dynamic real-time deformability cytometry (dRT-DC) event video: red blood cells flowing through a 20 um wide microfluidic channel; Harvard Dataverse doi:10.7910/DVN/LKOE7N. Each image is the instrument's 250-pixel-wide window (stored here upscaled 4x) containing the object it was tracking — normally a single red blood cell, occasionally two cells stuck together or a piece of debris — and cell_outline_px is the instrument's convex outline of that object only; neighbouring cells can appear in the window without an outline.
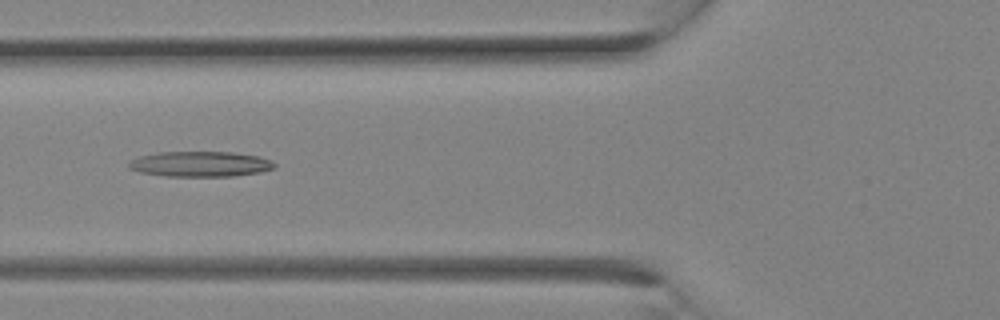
{"species": "Egyptian fruit bat (a non-hibernating species)", "species_latin": "Rousettus aegyptiacus", "temperature_condition": "room temperature", "stored_images_in_passage": 9, "camera_frame_rate_fps": 3000, "um_per_image_px": 0.085, "animal": {"sex": "female"}, "frame": {"image": 1, "passage_image": 6, "time_ms": 1.667, "image_size_px": [1000, 320], "cell_outline_px": [[276, 168], [260, 172], [236, 176], [164, 176], [140, 172], [128, 168], [128, 160], [140, 156], [156, 152], [232, 152], [260, 156], [272, 160], [276, 164]], "centroid_in_image_um": [17.03, 13.94], "position_along_channel_um": 108.8, "area_um2": 21.79}}
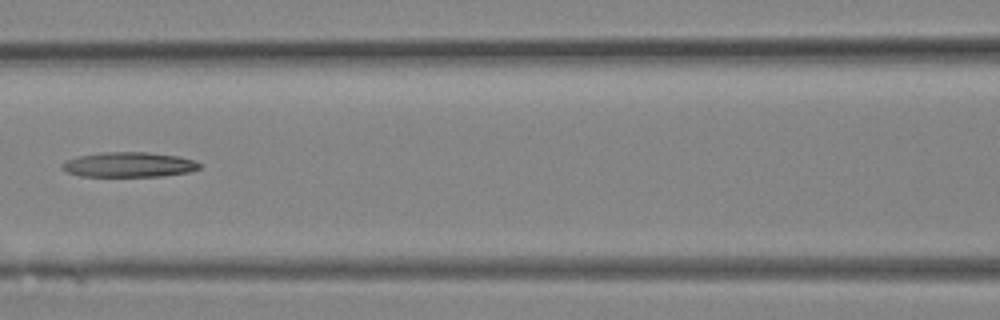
{"frame": {"image": 2, "passage_image": 8, "time_ms": 2.333, "image_size_px": [1000, 320], "cell_outline_px": [[200, 168], [188, 172], [164, 176], [80, 176], [68, 172], [60, 168], [60, 164], [64, 160], [76, 156], [104, 152], [148, 152], [176, 156], [196, 160], [200, 164]], "centroid_in_image_um": [10.91, 13.99], "position_along_channel_um": 155.7, "area_um2": 20.11}}